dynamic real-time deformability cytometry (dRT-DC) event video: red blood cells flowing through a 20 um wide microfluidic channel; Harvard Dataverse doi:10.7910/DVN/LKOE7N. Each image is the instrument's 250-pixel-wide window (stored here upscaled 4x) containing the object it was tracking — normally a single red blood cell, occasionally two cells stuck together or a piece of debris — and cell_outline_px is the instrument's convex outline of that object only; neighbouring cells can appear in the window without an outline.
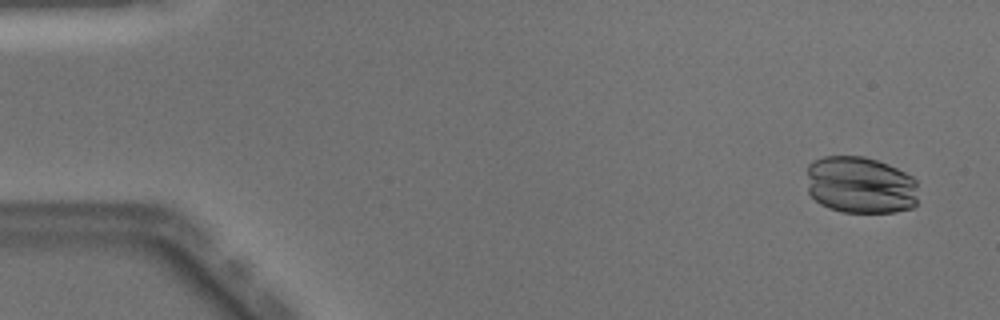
{"species": "Egyptian fruit bat (a non-hibernating species)", "species_latin": "Rousettus aegyptiacus", "temperature_condition": "warm", "stored_images_in_passage": 50, "camera_frame_rate_fps": 3000, "um_per_image_px": 0.085, "animal": {"sex": "male"}, "frame": {"image": 1, "passage_image": 2, "time_ms": 0.333, "image_size_px": [1000, 320], "cell_outline_px": [[916, 204], [912, 208], [892, 212], [844, 212], [828, 208], [820, 204], [808, 192], [808, 164], [812, 160], [824, 156], [864, 156], [888, 164], [912, 176], [916, 180]], "centroid_in_image_um": [73.12, 15.72], "position_along_channel_um": 11.9, "area_um2": 37.34}}
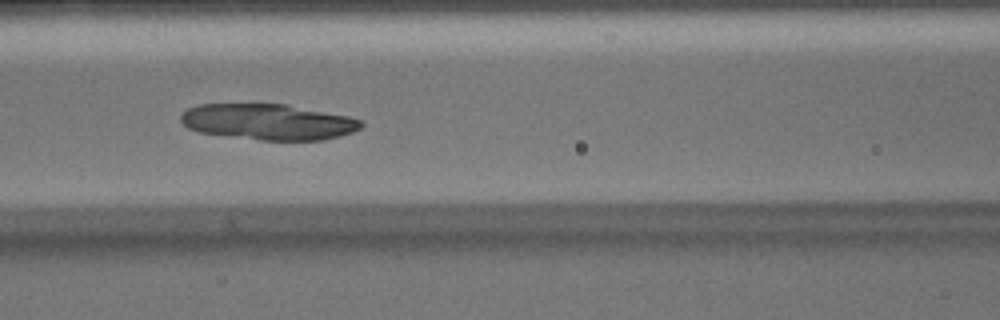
{"frame": {"image": 2, "passage_image": 21, "time_ms": 6.667, "image_size_px": [1000, 320], "cell_outline_px": [[364, 124], [360, 128], [352, 132], [340, 136], [324, 140], [260, 140], [200, 132], [188, 128], [180, 120], [180, 116], [188, 108], [200, 104], [284, 104], [348, 116], [364, 120]], "centroid_in_image_um": [22.82, 10.36], "position_along_channel_um": 143.8, "area_um2": 37.57}}